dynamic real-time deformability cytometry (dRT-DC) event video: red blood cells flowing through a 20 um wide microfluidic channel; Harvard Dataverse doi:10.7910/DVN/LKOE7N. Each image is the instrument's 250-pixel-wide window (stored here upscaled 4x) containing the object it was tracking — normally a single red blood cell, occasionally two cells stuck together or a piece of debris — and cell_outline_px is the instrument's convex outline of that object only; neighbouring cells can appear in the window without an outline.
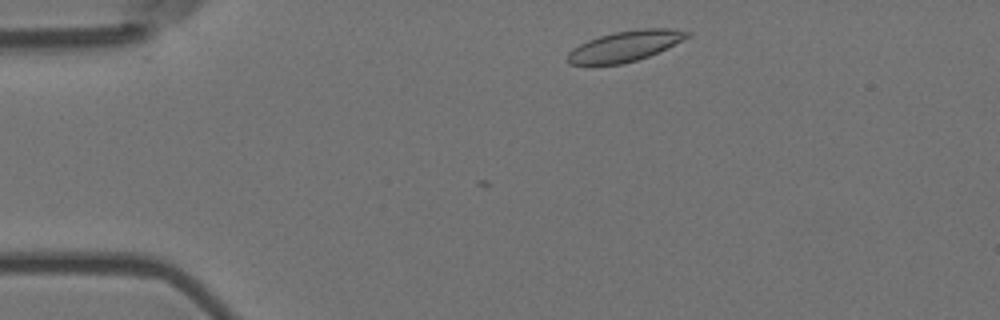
{"species": "Egyptian fruit bat (a non-hibernating species)", "species_latin": "Rousettus aegyptiacus", "temperature_condition": "room temperature", "stored_images_in_passage": 3, "camera_frame_rate_fps": 3000, "um_per_image_px": 0.085, "animal": {"sex": "female"}, "frame": {"image": 1, "passage_image": 3, "time_ms": 0.667, "image_size_px": [1000, 320], "cell_outline_px": [[692, 32], [688, 36], [668, 48], [648, 56], [636, 60], [620, 64], [588, 68], [568, 64], [568, 52], [572, 48], [588, 40], [600, 36], [616, 32], [640, 28], [668, 28]], "centroid_in_image_um": [53.04, 3.97], "position_along_channel_um": 32.0, "area_um2": 21.73}}